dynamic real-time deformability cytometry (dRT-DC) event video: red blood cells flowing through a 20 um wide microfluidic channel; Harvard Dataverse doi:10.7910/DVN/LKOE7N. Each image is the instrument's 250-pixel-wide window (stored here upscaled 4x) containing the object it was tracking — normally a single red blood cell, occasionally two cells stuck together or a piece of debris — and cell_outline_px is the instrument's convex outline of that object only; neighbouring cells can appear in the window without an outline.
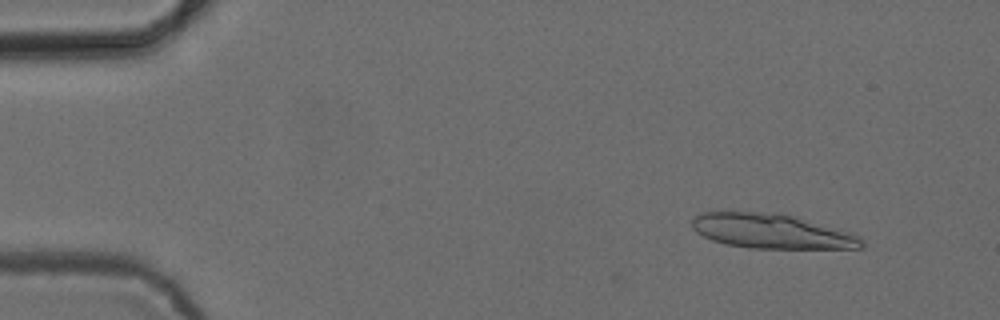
{"species": "common noctule bat (a hibernating species)", "species_latin": "Nyctalus noctula", "temperature_condition": "cold", "stored_images_in_passage": 51, "segment_of_instrument_passage": [1, 2], "camera_frame_rate_fps": 3000, "um_per_image_px": 0.085, "animal": {"sex": "female", "body_mass_g": 24.6, "forearm_length_mm": 56.2}, "frame": {"image": 1, "passage_image": 5, "time_ms": 1.333, "image_size_px": [1000, 320], "cell_outline_px": [[864, 244], [860, 248], [748, 248], [728, 244], [712, 240], [696, 232], [692, 228], [692, 220], [696, 216], [704, 212], [752, 212], [792, 216], [848, 232], [864, 240]], "centroid_in_image_um": [65.54, 19.67], "position_along_channel_um": 19.5, "area_um2": 33.29}}